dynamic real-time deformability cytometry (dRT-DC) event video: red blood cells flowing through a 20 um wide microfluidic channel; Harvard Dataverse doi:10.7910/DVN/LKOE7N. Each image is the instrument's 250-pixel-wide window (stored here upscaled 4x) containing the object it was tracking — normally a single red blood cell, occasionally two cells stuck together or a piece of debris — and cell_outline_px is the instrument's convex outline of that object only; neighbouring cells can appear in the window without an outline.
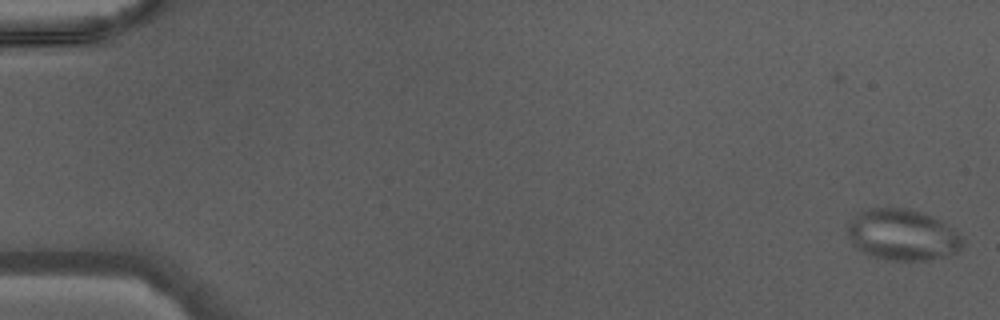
{"species": "Egyptian fruit bat (a non-hibernating species)", "species_latin": "Rousettus aegyptiacus", "temperature_condition": "warm", "stored_images_in_passage": 47, "segment_of_instrument_passage": [1, 2], "camera_frame_rate_fps": 3000, "um_per_image_px": 0.085, "animal": {"sex": "male"}, "frame": {"image": 1, "passage_image": 1, "time_ms": 0.0, "image_size_px": [1000, 320], "cell_outline_px": [[964, 244], [960, 252], [944, 256], [924, 260], [888, 260], [868, 256], [856, 248], [852, 244], [848, 236], [848, 224], [856, 212], [868, 208], [908, 208], [932, 216], [948, 224], [960, 232], [964, 240]], "centroid_in_image_um": [76.72, 19.96], "position_along_channel_um": 8.3, "area_um2": 34.91}}